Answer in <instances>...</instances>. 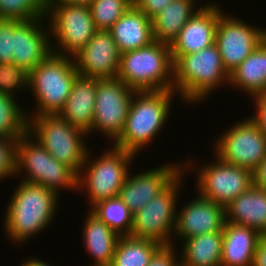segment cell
Wrapping results in <instances>:
<instances>
[{
	"instance_id": "obj_15",
	"label": "cell",
	"mask_w": 266,
	"mask_h": 266,
	"mask_svg": "<svg viewBox=\"0 0 266 266\" xmlns=\"http://www.w3.org/2000/svg\"><path fill=\"white\" fill-rule=\"evenodd\" d=\"M72 57L79 76L115 78L119 71L121 52L109 30H97L87 45Z\"/></svg>"
},
{
	"instance_id": "obj_21",
	"label": "cell",
	"mask_w": 266,
	"mask_h": 266,
	"mask_svg": "<svg viewBox=\"0 0 266 266\" xmlns=\"http://www.w3.org/2000/svg\"><path fill=\"white\" fill-rule=\"evenodd\" d=\"M226 221L247 226L266 236V191L252 185L225 206Z\"/></svg>"
},
{
	"instance_id": "obj_20",
	"label": "cell",
	"mask_w": 266,
	"mask_h": 266,
	"mask_svg": "<svg viewBox=\"0 0 266 266\" xmlns=\"http://www.w3.org/2000/svg\"><path fill=\"white\" fill-rule=\"evenodd\" d=\"M97 78L78 76L59 115L87 133L92 129Z\"/></svg>"
},
{
	"instance_id": "obj_42",
	"label": "cell",
	"mask_w": 266,
	"mask_h": 266,
	"mask_svg": "<svg viewBox=\"0 0 266 266\" xmlns=\"http://www.w3.org/2000/svg\"><path fill=\"white\" fill-rule=\"evenodd\" d=\"M20 266H50L48 265L46 262L44 261H41L40 259H35V258H32V259H27L25 260L24 263H22V265Z\"/></svg>"
},
{
	"instance_id": "obj_3",
	"label": "cell",
	"mask_w": 266,
	"mask_h": 266,
	"mask_svg": "<svg viewBox=\"0 0 266 266\" xmlns=\"http://www.w3.org/2000/svg\"><path fill=\"white\" fill-rule=\"evenodd\" d=\"M175 94L174 90L135 92L124 129L113 146L137 155L163 128Z\"/></svg>"
},
{
	"instance_id": "obj_22",
	"label": "cell",
	"mask_w": 266,
	"mask_h": 266,
	"mask_svg": "<svg viewBox=\"0 0 266 266\" xmlns=\"http://www.w3.org/2000/svg\"><path fill=\"white\" fill-rule=\"evenodd\" d=\"M262 235L256 230L226 221L223 229L221 266H252Z\"/></svg>"
},
{
	"instance_id": "obj_1",
	"label": "cell",
	"mask_w": 266,
	"mask_h": 266,
	"mask_svg": "<svg viewBox=\"0 0 266 266\" xmlns=\"http://www.w3.org/2000/svg\"><path fill=\"white\" fill-rule=\"evenodd\" d=\"M18 186L6 208L4 230L11 241L23 245L51 224L59 196L35 183L20 181Z\"/></svg>"
},
{
	"instance_id": "obj_23",
	"label": "cell",
	"mask_w": 266,
	"mask_h": 266,
	"mask_svg": "<svg viewBox=\"0 0 266 266\" xmlns=\"http://www.w3.org/2000/svg\"><path fill=\"white\" fill-rule=\"evenodd\" d=\"M121 53L136 50L154 41L152 19L134 4L109 29Z\"/></svg>"
},
{
	"instance_id": "obj_37",
	"label": "cell",
	"mask_w": 266,
	"mask_h": 266,
	"mask_svg": "<svg viewBox=\"0 0 266 266\" xmlns=\"http://www.w3.org/2000/svg\"><path fill=\"white\" fill-rule=\"evenodd\" d=\"M173 0H133L134 5L152 19Z\"/></svg>"
},
{
	"instance_id": "obj_19",
	"label": "cell",
	"mask_w": 266,
	"mask_h": 266,
	"mask_svg": "<svg viewBox=\"0 0 266 266\" xmlns=\"http://www.w3.org/2000/svg\"><path fill=\"white\" fill-rule=\"evenodd\" d=\"M199 7L198 12L186 22L170 45L172 56L199 52L215 43L217 24L223 12L211 2Z\"/></svg>"
},
{
	"instance_id": "obj_29",
	"label": "cell",
	"mask_w": 266,
	"mask_h": 266,
	"mask_svg": "<svg viewBox=\"0 0 266 266\" xmlns=\"http://www.w3.org/2000/svg\"><path fill=\"white\" fill-rule=\"evenodd\" d=\"M90 211L119 236L131 234L133 214L119 196L96 203Z\"/></svg>"
},
{
	"instance_id": "obj_13",
	"label": "cell",
	"mask_w": 266,
	"mask_h": 266,
	"mask_svg": "<svg viewBox=\"0 0 266 266\" xmlns=\"http://www.w3.org/2000/svg\"><path fill=\"white\" fill-rule=\"evenodd\" d=\"M199 169L196 184L199 195L222 206L228 205L254 184L251 171L226 163L218 156L215 162L204 164Z\"/></svg>"
},
{
	"instance_id": "obj_30",
	"label": "cell",
	"mask_w": 266,
	"mask_h": 266,
	"mask_svg": "<svg viewBox=\"0 0 266 266\" xmlns=\"http://www.w3.org/2000/svg\"><path fill=\"white\" fill-rule=\"evenodd\" d=\"M14 96L0 93V137L18 140L28 130V117Z\"/></svg>"
},
{
	"instance_id": "obj_38",
	"label": "cell",
	"mask_w": 266,
	"mask_h": 266,
	"mask_svg": "<svg viewBox=\"0 0 266 266\" xmlns=\"http://www.w3.org/2000/svg\"><path fill=\"white\" fill-rule=\"evenodd\" d=\"M255 101V111L252 119L258 124L262 133L266 137V92L259 93L252 97Z\"/></svg>"
},
{
	"instance_id": "obj_2",
	"label": "cell",
	"mask_w": 266,
	"mask_h": 266,
	"mask_svg": "<svg viewBox=\"0 0 266 266\" xmlns=\"http://www.w3.org/2000/svg\"><path fill=\"white\" fill-rule=\"evenodd\" d=\"M172 60L173 90L186 104L207 99L223 83L229 85L230 74L223 66L215 43L199 52L172 56Z\"/></svg>"
},
{
	"instance_id": "obj_9",
	"label": "cell",
	"mask_w": 266,
	"mask_h": 266,
	"mask_svg": "<svg viewBox=\"0 0 266 266\" xmlns=\"http://www.w3.org/2000/svg\"><path fill=\"white\" fill-rule=\"evenodd\" d=\"M191 168L190 161L184 163L183 172L162 193L133 214L130 236L150 239L163 246H174L171 237L176 225V202L180 186L183 185L182 177Z\"/></svg>"
},
{
	"instance_id": "obj_11",
	"label": "cell",
	"mask_w": 266,
	"mask_h": 266,
	"mask_svg": "<svg viewBox=\"0 0 266 266\" xmlns=\"http://www.w3.org/2000/svg\"><path fill=\"white\" fill-rule=\"evenodd\" d=\"M216 142L215 156L252 173L266 157V137L251 117L234 124Z\"/></svg>"
},
{
	"instance_id": "obj_7",
	"label": "cell",
	"mask_w": 266,
	"mask_h": 266,
	"mask_svg": "<svg viewBox=\"0 0 266 266\" xmlns=\"http://www.w3.org/2000/svg\"><path fill=\"white\" fill-rule=\"evenodd\" d=\"M79 76L72 56L51 53L29 73V89L36 97L33 115L59 114Z\"/></svg>"
},
{
	"instance_id": "obj_34",
	"label": "cell",
	"mask_w": 266,
	"mask_h": 266,
	"mask_svg": "<svg viewBox=\"0 0 266 266\" xmlns=\"http://www.w3.org/2000/svg\"><path fill=\"white\" fill-rule=\"evenodd\" d=\"M16 142V140L0 137V180L14 176Z\"/></svg>"
},
{
	"instance_id": "obj_33",
	"label": "cell",
	"mask_w": 266,
	"mask_h": 266,
	"mask_svg": "<svg viewBox=\"0 0 266 266\" xmlns=\"http://www.w3.org/2000/svg\"><path fill=\"white\" fill-rule=\"evenodd\" d=\"M29 88V73L14 63H0V93L15 96L21 88Z\"/></svg>"
},
{
	"instance_id": "obj_12",
	"label": "cell",
	"mask_w": 266,
	"mask_h": 266,
	"mask_svg": "<svg viewBox=\"0 0 266 266\" xmlns=\"http://www.w3.org/2000/svg\"><path fill=\"white\" fill-rule=\"evenodd\" d=\"M134 93V90L117 77L97 78L95 110L92 129L88 135L94 130L99 131L114 143L124 129Z\"/></svg>"
},
{
	"instance_id": "obj_32",
	"label": "cell",
	"mask_w": 266,
	"mask_h": 266,
	"mask_svg": "<svg viewBox=\"0 0 266 266\" xmlns=\"http://www.w3.org/2000/svg\"><path fill=\"white\" fill-rule=\"evenodd\" d=\"M46 14L45 0H0V19L27 21Z\"/></svg>"
},
{
	"instance_id": "obj_8",
	"label": "cell",
	"mask_w": 266,
	"mask_h": 266,
	"mask_svg": "<svg viewBox=\"0 0 266 266\" xmlns=\"http://www.w3.org/2000/svg\"><path fill=\"white\" fill-rule=\"evenodd\" d=\"M105 151L98 158H91L88 151L78 174V191L85 188L91 207L100 201L118 197L128 177L130 162L135 157L134 153L115 146Z\"/></svg>"
},
{
	"instance_id": "obj_6",
	"label": "cell",
	"mask_w": 266,
	"mask_h": 266,
	"mask_svg": "<svg viewBox=\"0 0 266 266\" xmlns=\"http://www.w3.org/2000/svg\"><path fill=\"white\" fill-rule=\"evenodd\" d=\"M14 174L57 194L61 188L78 191V174L53 158L28 132L16 142Z\"/></svg>"
},
{
	"instance_id": "obj_26",
	"label": "cell",
	"mask_w": 266,
	"mask_h": 266,
	"mask_svg": "<svg viewBox=\"0 0 266 266\" xmlns=\"http://www.w3.org/2000/svg\"><path fill=\"white\" fill-rule=\"evenodd\" d=\"M196 0H173L152 18L155 41L171 45L186 22L198 12Z\"/></svg>"
},
{
	"instance_id": "obj_4",
	"label": "cell",
	"mask_w": 266,
	"mask_h": 266,
	"mask_svg": "<svg viewBox=\"0 0 266 266\" xmlns=\"http://www.w3.org/2000/svg\"><path fill=\"white\" fill-rule=\"evenodd\" d=\"M135 92L173 90V60L169 44L153 41L121 53L116 76Z\"/></svg>"
},
{
	"instance_id": "obj_25",
	"label": "cell",
	"mask_w": 266,
	"mask_h": 266,
	"mask_svg": "<svg viewBox=\"0 0 266 266\" xmlns=\"http://www.w3.org/2000/svg\"><path fill=\"white\" fill-rule=\"evenodd\" d=\"M231 85L252 97L266 92V38L230 73Z\"/></svg>"
},
{
	"instance_id": "obj_5",
	"label": "cell",
	"mask_w": 266,
	"mask_h": 266,
	"mask_svg": "<svg viewBox=\"0 0 266 266\" xmlns=\"http://www.w3.org/2000/svg\"><path fill=\"white\" fill-rule=\"evenodd\" d=\"M27 117V132L53 158L79 174L89 151L86 142H84L88 133L72 126L59 114L27 115Z\"/></svg>"
},
{
	"instance_id": "obj_31",
	"label": "cell",
	"mask_w": 266,
	"mask_h": 266,
	"mask_svg": "<svg viewBox=\"0 0 266 266\" xmlns=\"http://www.w3.org/2000/svg\"><path fill=\"white\" fill-rule=\"evenodd\" d=\"M133 4V0H93L89 8L97 30H109Z\"/></svg>"
},
{
	"instance_id": "obj_24",
	"label": "cell",
	"mask_w": 266,
	"mask_h": 266,
	"mask_svg": "<svg viewBox=\"0 0 266 266\" xmlns=\"http://www.w3.org/2000/svg\"><path fill=\"white\" fill-rule=\"evenodd\" d=\"M84 224V245L94 259L92 266H110L120 236L90 210Z\"/></svg>"
},
{
	"instance_id": "obj_17",
	"label": "cell",
	"mask_w": 266,
	"mask_h": 266,
	"mask_svg": "<svg viewBox=\"0 0 266 266\" xmlns=\"http://www.w3.org/2000/svg\"><path fill=\"white\" fill-rule=\"evenodd\" d=\"M43 19L45 17L27 21L14 20L13 63L28 73L52 53L50 29L43 30Z\"/></svg>"
},
{
	"instance_id": "obj_16",
	"label": "cell",
	"mask_w": 266,
	"mask_h": 266,
	"mask_svg": "<svg viewBox=\"0 0 266 266\" xmlns=\"http://www.w3.org/2000/svg\"><path fill=\"white\" fill-rule=\"evenodd\" d=\"M180 164H165L132 177L129 173L120 188L119 198L132 214L136 213L148 201L162 193L183 172V163Z\"/></svg>"
},
{
	"instance_id": "obj_18",
	"label": "cell",
	"mask_w": 266,
	"mask_h": 266,
	"mask_svg": "<svg viewBox=\"0 0 266 266\" xmlns=\"http://www.w3.org/2000/svg\"><path fill=\"white\" fill-rule=\"evenodd\" d=\"M177 211L174 236L183 238L223 231L226 222L225 206L198 194Z\"/></svg>"
},
{
	"instance_id": "obj_14",
	"label": "cell",
	"mask_w": 266,
	"mask_h": 266,
	"mask_svg": "<svg viewBox=\"0 0 266 266\" xmlns=\"http://www.w3.org/2000/svg\"><path fill=\"white\" fill-rule=\"evenodd\" d=\"M265 38L266 29L256 28L223 12L216 28L215 44L225 70L230 74Z\"/></svg>"
},
{
	"instance_id": "obj_10",
	"label": "cell",
	"mask_w": 266,
	"mask_h": 266,
	"mask_svg": "<svg viewBox=\"0 0 266 266\" xmlns=\"http://www.w3.org/2000/svg\"><path fill=\"white\" fill-rule=\"evenodd\" d=\"M46 18L50 23V39L57 42L56 46L51 45L52 52L58 55L73 56L87 45L97 31L89 5L55 6L47 12Z\"/></svg>"
},
{
	"instance_id": "obj_41",
	"label": "cell",
	"mask_w": 266,
	"mask_h": 266,
	"mask_svg": "<svg viewBox=\"0 0 266 266\" xmlns=\"http://www.w3.org/2000/svg\"><path fill=\"white\" fill-rule=\"evenodd\" d=\"M93 0H45L46 12H48L52 7L60 5H70V4H85L89 5Z\"/></svg>"
},
{
	"instance_id": "obj_35",
	"label": "cell",
	"mask_w": 266,
	"mask_h": 266,
	"mask_svg": "<svg viewBox=\"0 0 266 266\" xmlns=\"http://www.w3.org/2000/svg\"><path fill=\"white\" fill-rule=\"evenodd\" d=\"M14 20L0 19V63H13Z\"/></svg>"
},
{
	"instance_id": "obj_40",
	"label": "cell",
	"mask_w": 266,
	"mask_h": 266,
	"mask_svg": "<svg viewBox=\"0 0 266 266\" xmlns=\"http://www.w3.org/2000/svg\"><path fill=\"white\" fill-rule=\"evenodd\" d=\"M254 185L266 191V157L262 160L259 167L253 173Z\"/></svg>"
},
{
	"instance_id": "obj_28",
	"label": "cell",
	"mask_w": 266,
	"mask_h": 266,
	"mask_svg": "<svg viewBox=\"0 0 266 266\" xmlns=\"http://www.w3.org/2000/svg\"><path fill=\"white\" fill-rule=\"evenodd\" d=\"M160 243L133 236H120L110 266H148L155 253L162 247Z\"/></svg>"
},
{
	"instance_id": "obj_36",
	"label": "cell",
	"mask_w": 266,
	"mask_h": 266,
	"mask_svg": "<svg viewBox=\"0 0 266 266\" xmlns=\"http://www.w3.org/2000/svg\"><path fill=\"white\" fill-rule=\"evenodd\" d=\"M175 247L173 245L162 246L152 257L148 266H181L179 258L175 255Z\"/></svg>"
},
{
	"instance_id": "obj_39",
	"label": "cell",
	"mask_w": 266,
	"mask_h": 266,
	"mask_svg": "<svg viewBox=\"0 0 266 266\" xmlns=\"http://www.w3.org/2000/svg\"><path fill=\"white\" fill-rule=\"evenodd\" d=\"M252 266H266V236L257 243Z\"/></svg>"
},
{
	"instance_id": "obj_27",
	"label": "cell",
	"mask_w": 266,
	"mask_h": 266,
	"mask_svg": "<svg viewBox=\"0 0 266 266\" xmlns=\"http://www.w3.org/2000/svg\"><path fill=\"white\" fill-rule=\"evenodd\" d=\"M222 241L223 231L185 239L180 255L181 266H221Z\"/></svg>"
}]
</instances>
